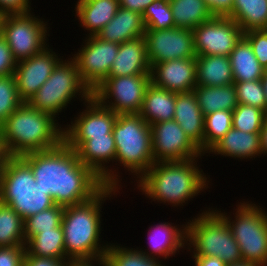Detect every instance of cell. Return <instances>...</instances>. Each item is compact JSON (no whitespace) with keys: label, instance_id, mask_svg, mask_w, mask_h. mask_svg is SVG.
<instances>
[{"label":"cell","instance_id":"41","mask_svg":"<svg viewBox=\"0 0 267 266\" xmlns=\"http://www.w3.org/2000/svg\"><path fill=\"white\" fill-rule=\"evenodd\" d=\"M244 37L249 41L260 65L267 70V29L247 31Z\"/></svg>","mask_w":267,"mask_h":266},{"label":"cell","instance_id":"33","mask_svg":"<svg viewBox=\"0 0 267 266\" xmlns=\"http://www.w3.org/2000/svg\"><path fill=\"white\" fill-rule=\"evenodd\" d=\"M25 245L23 218L13 208L0 202V247Z\"/></svg>","mask_w":267,"mask_h":266},{"label":"cell","instance_id":"35","mask_svg":"<svg viewBox=\"0 0 267 266\" xmlns=\"http://www.w3.org/2000/svg\"><path fill=\"white\" fill-rule=\"evenodd\" d=\"M233 111L218 110L204 117L203 155L232 128Z\"/></svg>","mask_w":267,"mask_h":266},{"label":"cell","instance_id":"12","mask_svg":"<svg viewBox=\"0 0 267 266\" xmlns=\"http://www.w3.org/2000/svg\"><path fill=\"white\" fill-rule=\"evenodd\" d=\"M119 45L102 40L97 35L88 36L83 47L74 54L72 59L76 63L82 81L92 92L108 77Z\"/></svg>","mask_w":267,"mask_h":266},{"label":"cell","instance_id":"37","mask_svg":"<svg viewBox=\"0 0 267 266\" xmlns=\"http://www.w3.org/2000/svg\"><path fill=\"white\" fill-rule=\"evenodd\" d=\"M146 29L163 30L175 28L169 0H156L152 2L143 14Z\"/></svg>","mask_w":267,"mask_h":266},{"label":"cell","instance_id":"14","mask_svg":"<svg viewBox=\"0 0 267 266\" xmlns=\"http://www.w3.org/2000/svg\"><path fill=\"white\" fill-rule=\"evenodd\" d=\"M154 163L200 158L201 150L173 119L150 125Z\"/></svg>","mask_w":267,"mask_h":266},{"label":"cell","instance_id":"17","mask_svg":"<svg viewBox=\"0 0 267 266\" xmlns=\"http://www.w3.org/2000/svg\"><path fill=\"white\" fill-rule=\"evenodd\" d=\"M52 50L46 47L40 53L17 62L14 76L18 96L23 102H28L33 97L61 60Z\"/></svg>","mask_w":267,"mask_h":266},{"label":"cell","instance_id":"49","mask_svg":"<svg viewBox=\"0 0 267 266\" xmlns=\"http://www.w3.org/2000/svg\"><path fill=\"white\" fill-rule=\"evenodd\" d=\"M93 261H95V263L98 261V265L107 266L104 258L96 260H69L68 266H94Z\"/></svg>","mask_w":267,"mask_h":266},{"label":"cell","instance_id":"27","mask_svg":"<svg viewBox=\"0 0 267 266\" xmlns=\"http://www.w3.org/2000/svg\"><path fill=\"white\" fill-rule=\"evenodd\" d=\"M233 83V71L228 56H196V86L215 87Z\"/></svg>","mask_w":267,"mask_h":266},{"label":"cell","instance_id":"52","mask_svg":"<svg viewBox=\"0 0 267 266\" xmlns=\"http://www.w3.org/2000/svg\"><path fill=\"white\" fill-rule=\"evenodd\" d=\"M226 266H262L258 263H254V262H246V261H242L239 263H233V264H226Z\"/></svg>","mask_w":267,"mask_h":266},{"label":"cell","instance_id":"53","mask_svg":"<svg viewBox=\"0 0 267 266\" xmlns=\"http://www.w3.org/2000/svg\"><path fill=\"white\" fill-rule=\"evenodd\" d=\"M262 82H263V85H264L266 101H267V70L264 71V75L262 77Z\"/></svg>","mask_w":267,"mask_h":266},{"label":"cell","instance_id":"7","mask_svg":"<svg viewBox=\"0 0 267 266\" xmlns=\"http://www.w3.org/2000/svg\"><path fill=\"white\" fill-rule=\"evenodd\" d=\"M112 133L116 163L140 178L154 164L150 125L138 113L120 114Z\"/></svg>","mask_w":267,"mask_h":266},{"label":"cell","instance_id":"8","mask_svg":"<svg viewBox=\"0 0 267 266\" xmlns=\"http://www.w3.org/2000/svg\"><path fill=\"white\" fill-rule=\"evenodd\" d=\"M70 60V61H69ZM76 95H81L85 103L93 97V92L82 81L75 61L61 59L54 67L49 79L28 100L35 109L53 115L58 113L71 102Z\"/></svg>","mask_w":267,"mask_h":266},{"label":"cell","instance_id":"51","mask_svg":"<svg viewBox=\"0 0 267 266\" xmlns=\"http://www.w3.org/2000/svg\"><path fill=\"white\" fill-rule=\"evenodd\" d=\"M0 157H10L3 142L2 126H0Z\"/></svg>","mask_w":267,"mask_h":266},{"label":"cell","instance_id":"23","mask_svg":"<svg viewBox=\"0 0 267 266\" xmlns=\"http://www.w3.org/2000/svg\"><path fill=\"white\" fill-rule=\"evenodd\" d=\"M146 28L141 14L119 7L115 16L97 34L99 38L112 43H124L143 37Z\"/></svg>","mask_w":267,"mask_h":266},{"label":"cell","instance_id":"34","mask_svg":"<svg viewBox=\"0 0 267 266\" xmlns=\"http://www.w3.org/2000/svg\"><path fill=\"white\" fill-rule=\"evenodd\" d=\"M108 246L104 259L107 266H165L158 258L145 255L141 249L125 248L115 244Z\"/></svg>","mask_w":267,"mask_h":266},{"label":"cell","instance_id":"28","mask_svg":"<svg viewBox=\"0 0 267 266\" xmlns=\"http://www.w3.org/2000/svg\"><path fill=\"white\" fill-rule=\"evenodd\" d=\"M234 82L262 80L265 69L254 55L249 41L243 36L230 53Z\"/></svg>","mask_w":267,"mask_h":266},{"label":"cell","instance_id":"9","mask_svg":"<svg viewBox=\"0 0 267 266\" xmlns=\"http://www.w3.org/2000/svg\"><path fill=\"white\" fill-rule=\"evenodd\" d=\"M235 209V219L217 212L226 220L239 245L242 261L267 265V213L256 204L243 201ZM231 218V219H230ZM232 220V221H231Z\"/></svg>","mask_w":267,"mask_h":266},{"label":"cell","instance_id":"38","mask_svg":"<svg viewBox=\"0 0 267 266\" xmlns=\"http://www.w3.org/2000/svg\"><path fill=\"white\" fill-rule=\"evenodd\" d=\"M266 115L260 108L238 103L233 110L232 127L245 133L260 132Z\"/></svg>","mask_w":267,"mask_h":266},{"label":"cell","instance_id":"26","mask_svg":"<svg viewBox=\"0 0 267 266\" xmlns=\"http://www.w3.org/2000/svg\"><path fill=\"white\" fill-rule=\"evenodd\" d=\"M176 93L148 85L138 113L149 125L174 119Z\"/></svg>","mask_w":267,"mask_h":266},{"label":"cell","instance_id":"32","mask_svg":"<svg viewBox=\"0 0 267 266\" xmlns=\"http://www.w3.org/2000/svg\"><path fill=\"white\" fill-rule=\"evenodd\" d=\"M176 27L195 29L214 17L204 0H169Z\"/></svg>","mask_w":267,"mask_h":266},{"label":"cell","instance_id":"16","mask_svg":"<svg viewBox=\"0 0 267 266\" xmlns=\"http://www.w3.org/2000/svg\"><path fill=\"white\" fill-rule=\"evenodd\" d=\"M144 38L150 67L163 61L196 57L191 29H146Z\"/></svg>","mask_w":267,"mask_h":266},{"label":"cell","instance_id":"46","mask_svg":"<svg viewBox=\"0 0 267 266\" xmlns=\"http://www.w3.org/2000/svg\"><path fill=\"white\" fill-rule=\"evenodd\" d=\"M23 266H68V261L25 255Z\"/></svg>","mask_w":267,"mask_h":266},{"label":"cell","instance_id":"31","mask_svg":"<svg viewBox=\"0 0 267 266\" xmlns=\"http://www.w3.org/2000/svg\"><path fill=\"white\" fill-rule=\"evenodd\" d=\"M243 32L267 29V0H234L231 13Z\"/></svg>","mask_w":267,"mask_h":266},{"label":"cell","instance_id":"4","mask_svg":"<svg viewBox=\"0 0 267 266\" xmlns=\"http://www.w3.org/2000/svg\"><path fill=\"white\" fill-rule=\"evenodd\" d=\"M57 119L23 102L2 125L3 142L9 156L44 151L64 141V128Z\"/></svg>","mask_w":267,"mask_h":266},{"label":"cell","instance_id":"39","mask_svg":"<svg viewBox=\"0 0 267 266\" xmlns=\"http://www.w3.org/2000/svg\"><path fill=\"white\" fill-rule=\"evenodd\" d=\"M240 104L260 108L267 113V101L262 80L234 82Z\"/></svg>","mask_w":267,"mask_h":266},{"label":"cell","instance_id":"6","mask_svg":"<svg viewBox=\"0 0 267 266\" xmlns=\"http://www.w3.org/2000/svg\"><path fill=\"white\" fill-rule=\"evenodd\" d=\"M208 209L187 222L188 249H194L193 256L217 257L226 264L242 262L239 245L228 223L216 210Z\"/></svg>","mask_w":267,"mask_h":266},{"label":"cell","instance_id":"11","mask_svg":"<svg viewBox=\"0 0 267 266\" xmlns=\"http://www.w3.org/2000/svg\"><path fill=\"white\" fill-rule=\"evenodd\" d=\"M150 83V74L107 77L93 91V97L117 115L137 114L141 110L145 91ZM110 98L113 100H108Z\"/></svg>","mask_w":267,"mask_h":266},{"label":"cell","instance_id":"5","mask_svg":"<svg viewBox=\"0 0 267 266\" xmlns=\"http://www.w3.org/2000/svg\"><path fill=\"white\" fill-rule=\"evenodd\" d=\"M0 202L13 208L23 220L56 205L53 198L36 184L31 167L20 156H10L4 162Z\"/></svg>","mask_w":267,"mask_h":266},{"label":"cell","instance_id":"44","mask_svg":"<svg viewBox=\"0 0 267 266\" xmlns=\"http://www.w3.org/2000/svg\"><path fill=\"white\" fill-rule=\"evenodd\" d=\"M29 0H0V16L23 14L31 11Z\"/></svg>","mask_w":267,"mask_h":266},{"label":"cell","instance_id":"47","mask_svg":"<svg viewBox=\"0 0 267 266\" xmlns=\"http://www.w3.org/2000/svg\"><path fill=\"white\" fill-rule=\"evenodd\" d=\"M154 1L156 0H122L120 6L142 15L146 7Z\"/></svg>","mask_w":267,"mask_h":266},{"label":"cell","instance_id":"24","mask_svg":"<svg viewBox=\"0 0 267 266\" xmlns=\"http://www.w3.org/2000/svg\"><path fill=\"white\" fill-rule=\"evenodd\" d=\"M154 226L149 227L151 228L149 231L152 232L148 233L151 249L148 252L141 250L145 255L154 258L162 256L165 260L170 256L172 257L177 251L179 253L180 248H186L184 247L187 244L186 225H182L183 229H181V226L180 228L177 227L178 225L172 226V223L168 222H161Z\"/></svg>","mask_w":267,"mask_h":266},{"label":"cell","instance_id":"30","mask_svg":"<svg viewBox=\"0 0 267 266\" xmlns=\"http://www.w3.org/2000/svg\"><path fill=\"white\" fill-rule=\"evenodd\" d=\"M25 249V255L63 261L70 260L65 254L64 231L62 226L35 234L26 242Z\"/></svg>","mask_w":267,"mask_h":266},{"label":"cell","instance_id":"20","mask_svg":"<svg viewBox=\"0 0 267 266\" xmlns=\"http://www.w3.org/2000/svg\"><path fill=\"white\" fill-rule=\"evenodd\" d=\"M144 36L128 40L119 45L108 77L150 74Z\"/></svg>","mask_w":267,"mask_h":266},{"label":"cell","instance_id":"43","mask_svg":"<svg viewBox=\"0 0 267 266\" xmlns=\"http://www.w3.org/2000/svg\"><path fill=\"white\" fill-rule=\"evenodd\" d=\"M17 61L14 59L7 42L0 35V77L14 74Z\"/></svg>","mask_w":267,"mask_h":266},{"label":"cell","instance_id":"10","mask_svg":"<svg viewBox=\"0 0 267 266\" xmlns=\"http://www.w3.org/2000/svg\"><path fill=\"white\" fill-rule=\"evenodd\" d=\"M34 16L30 12L0 16V35L9 45L17 62L49 47L46 46L47 24Z\"/></svg>","mask_w":267,"mask_h":266},{"label":"cell","instance_id":"21","mask_svg":"<svg viewBox=\"0 0 267 266\" xmlns=\"http://www.w3.org/2000/svg\"><path fill=\"white\" fill-rule=\"evenodd\" d=\"M204 115L193 91L176 93L174 120L203 153Z\"/></svg>","mask_w":267,"mask_h":266},{"label":"cell","instance_id":"18","mask_svg":"<svg viewBox=\"0 0 267 266\" xmlns=\"http://www.w3.org/2000/svg\"><path fill=\"white\" fill-rule=\"evenodd\" d=\"M79 160L87 167H89L106 186L118 187L120 176L116 174L115 168L109 169L105 166L110 161H115L116 146L113 133L106 135V137H92L86 140L76 150ZM115 172V174H114Z\"/></svg>","mask_w":267,"mask_h":266},{"label":"cell","instance_id":"15","mask_svg":"<svg viewBox=\"0 0 267 266\" xmlns=\"http://www.w3.org/2000/svg\"><path fill=\"white\" fill-rule=\"evenodd\" d=\"M85 107L86 109L71 121V125L64 128V142L75 151L92 137H106L111 134L118 116L114 111L102 106L94 97L87 101Z\"/></svg>","mask_w":267,"mask_h":266},{"label":"cell","instance_id":"36","mask_svg":"<svg viewBox=\"0 0 267 266\" xmlns=\"http://www.w3.org/2000/svg\"><path fill=\"white\" fill-rule=\"evenodd\" d=\"M64 207L55 205L24 220V235L26 242L41 231L51 230L61 226Z\"/></svg>","mask_w":267,"mask_h":266},{"label":"cell","instance_id":"25","mask_svg":"<svg viewBox=\"0 0 267 266\" xmlns=\"http://www.w3.org/2000/svg\"><path fill=\"white\" fill-rule=\"evenodd\" d=\"M119 7L117 0H78L75 12L80 25L90 32L88 36H94L110 22Z\"/></svg>","mask_w":267,"mask_h":266},{"label":"cell","instance_id":"3","mask_svg":"<svg viewBox=\"0 0 267 266\" xmlns=\"http://www.w3.org/2000/svg\"><path fill=\"white\" fill-rule=\"evenodd\" d=\"M195 161V162H194ZM197 159L156 162L136 182L142 193L153 201L184 206L188 200L208 188L206 175ZM186 201V202H185Z\"/></svg>","mask_w":267,"mask_h":266},{"label":"cell","instance_id":"48","mask_svg":"<svg viewBox=\"0 0 267 266\" xmlns=\"http://www.w3.org/2000/svg\"><path fill=\"white\" fill-rule=\"evenodd\" d=\"M195 266H226L221 259L211 256H192Z\"/></svg>","mask_w":267,"mask_h":266},{"label":"cell","instance_id":"19","mask_svg":"<svg viewBox=\"0 0 267 266\" xmlns=\"http://www.w3.org/2000/svg\"><path fill=\"white\" fill-rule=\"evenodd\" d=\"M150 75L155 86L175 93L191 92L196 87V57L157 63Z\"/></svg>","mask_w":267,"mask_h":266},{"label":"cell","instance_id":"22","mask_svg":"<svg viewBox=\"0 0 267 266\" xmlns=\"http://www.w3.org/2000/svg\"><path fill=\"white\" fill-rule=\"evenodd\" d=\"M208 152L237 159H253L262 155L260 132L245 133L232 127Z\"/></svg>","mask_w":267,"mask_h":266},{"label":"cell","instance_id":"40","mask_svg":"<svg viewBox=\"0 0 267 266\" xmlns=\"http://www.w3.org/2000/svg\"><path fill=\"white\" fill-rule=\"evenodd\" d=\"M22 103L14 74L0 77V126Z\"/></svg>","mask_w":267,"mask_h":266},{"label":"cell","instance_id":"1","mask_svg":"<svg viewBox=\"0 0 267 266\" xmlns=\"http://www.w3.org/2000/svg\"><path fill=\"white\" fill-rule=\"evenodd\" d=\"M20 157L31 167L36 184L56 205L66 207L86 202L105 186L64 141L55 148Z\"/></svg>","mask_w":267,"mask_h":266},{"label":"cell","instance_id":"13","mask_svg":"<svg viewBox=\"0 0 267 266\" xmlns=\"http://www.w3.org/2000/svg\"><path fill=\"white\" fill-rule=\"evenodd\" d=\"M196 56H230L244 36L243 30L230 17L214 16L192 30Z\"/></svg>","mask_w":267,"mask_h":266},{"label":"cell","instance_id":"2","mask_svg":"<svg viewBox=\"0 0 267 266\" xmlns=\"http://www.w3.org/2000/svg\"><path fill=\"white\" fill-rule=\"evenodd\" d=\"M120 189L104 186L90 200L64 207L61 226L64 231L65 254L70 260L104 258L107 245L100 244L102 203ZM116 193V194H115Z\"/></svg>","mask_w":267,"mask_h":266},{"label":"cell","instance_id":"29","mask_svg":"<svg viewBox=\"0 0 267 266\" xmlns=\"http://www.w3.org/2000/svg\"><path fill=\"white\" fill-rule=\"evenodd\" d=\"M195 93L203 115L218 110L233 111L238 106L234 84L224 86H196Z\"/></svg>","mask_w":267,"mask_h":266},{"label":"cell","instance_id":"42","mask_svg":"<svg viewBox=\"0 0 267 266\" xmlns=\"http://www.w3.org/2000/svg\"><path fill=\"white\" fill-rule=\"evenodd\" d=\"M25 246L0 247V266H23Z\"/></svg>","mask_w":267,"mask_h":266},{"label":"cell","instance_id":"54","mask_svg":"<svg viewBox=\"0 0 267 266\" xmlns=\"http://www.w3.org/2000/svg\"><path fill=\"white\" fill-rule=\"evenodd\" d=\"M9 157H0V177L3 169L4 162L8 159Z\"/></svg>","mask_w":267,"mask_h":266},{"label":"cell","instance_id":"50","mask_svg":"<svg viewBox=\"0 0 267 266\" xmlns=\"http://www.w3.org/2000/svg\"><path fill=\"white\" fill-rule=\"evenodd\" d=\"M262 154H267V115L264 119L263 126L260 131Z\"/></svg>","mask_w":267,"mask_h":266},{"label":"cell","instance_id":"45","mask_svg":"<svg viewBox=\"0 0 267 266\" xmlns=\"http://www.w3.org/2000/svg\"><path fill=\"white\" fill-rule=\"evenodd\" d=\"M214 16L227 17L233 7L234 0H204Z\"/></svg>","mask_w":267,"mask_h":266}]
</instances>
